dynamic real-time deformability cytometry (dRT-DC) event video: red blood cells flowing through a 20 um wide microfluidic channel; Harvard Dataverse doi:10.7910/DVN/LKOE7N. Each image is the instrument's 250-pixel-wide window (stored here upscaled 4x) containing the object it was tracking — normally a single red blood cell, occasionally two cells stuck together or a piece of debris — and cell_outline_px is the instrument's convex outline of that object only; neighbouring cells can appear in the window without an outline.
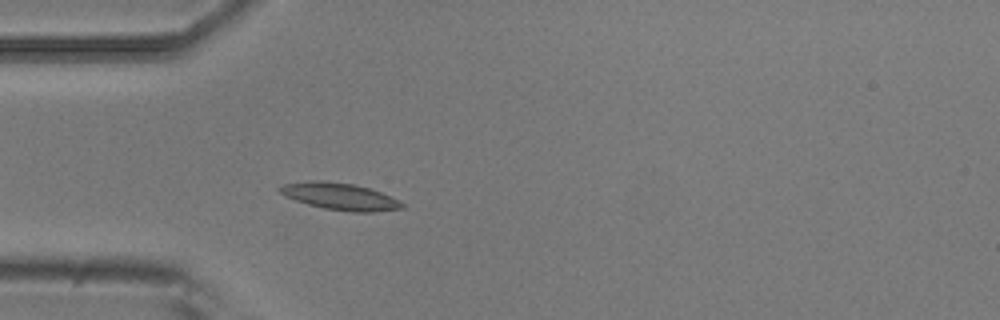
{"species": "common noctule bat (a hibernating species)", "species_latin": "Nyctalus noctula", "temperature_condition": "room temperature", "stored_images_in_passage": 39, "camera_frame_rate_fps": 3000, "um_per_image_px": 0.085, "animal": {"sex": "male", "body_mass_g": 20.5, "forearm_length_mm": 52.5}, "frame": {"image": 1, "passage_image": 1, "time_ms": 0.0, "image_size_px": [1000, 320], "cell_outline_px": [[408, 204], [404, 208], [372, 212], [352, 212], [324, 208], [308, 204], [284, 196], [276, 188], [284, 184], [312, 180], [320, 180], [352, 184], [368, 188], [380, 192]], "centroid_in_image_um": [28.91, 16.7], "position_along_channel_um": 56.1, "area_um2": 19.13}}
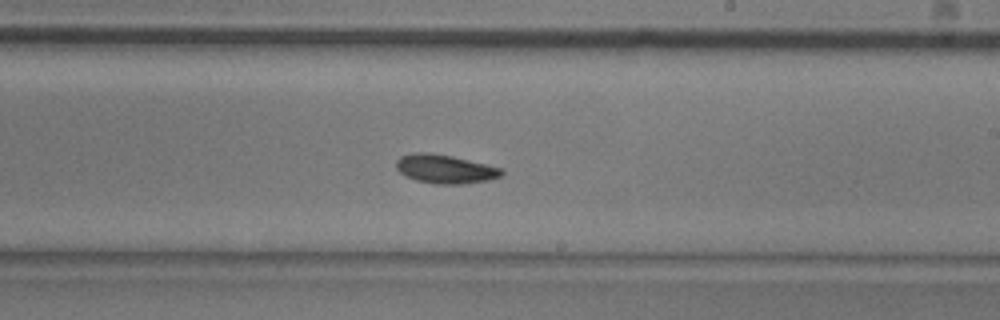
{"frame": {"image": 2, "passage_image": 17, "time_ms": 5.333, "image_size_px": [1000, 320], "cell_outline_px": [[504, 172], [500, 176], [488, 180], [464, 184], [436, 184], [416, 180], [404, 176], [396, 168], [396, 160], [400, 156], [416, 152], [428, 152], [452, 156], [500, 168]], "centroid_in_image_um": [37.78, 14.37], "position_along_channel_um": 251.2, "area_um2": 17.57}}
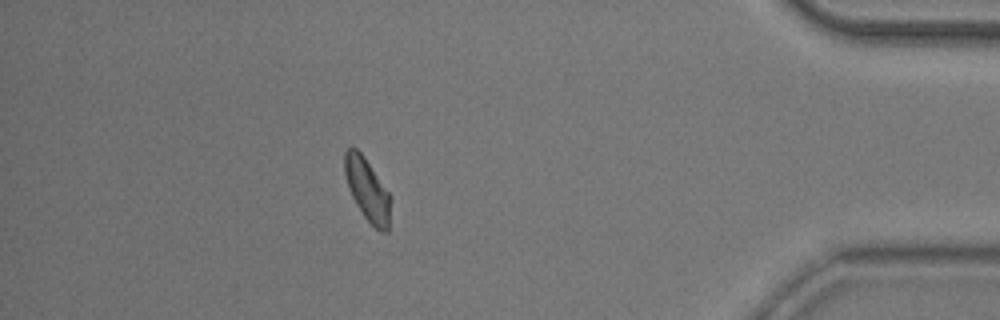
{"frame": {"image": 3, "passage_image": 33, "time_ms": 10.667, "image_size_px": [1000, 320], "cell_outline_px": [[388, 232], [380, 232], [364, 216], [356, 204], [352, 196], [344, 172], [344, 152], [348, 148], [356, 148], [364, 156], [388, 192]], "centroid_in_image_um": [31.17, 16.08], "position_along_channel_um": 404.0, "area_um2": 16.01}, "authors_computed_cell_mechanics": {"area_um2": 17.051, "velocity_mm_per_s": 3.7278, "shape_relaxation_time_tau1_ms": 4.0596, "shape_relaxation_time_tau2_ms": null, "deformation_change_tau1": 0.1033, "deformation_change_tau2": null}}